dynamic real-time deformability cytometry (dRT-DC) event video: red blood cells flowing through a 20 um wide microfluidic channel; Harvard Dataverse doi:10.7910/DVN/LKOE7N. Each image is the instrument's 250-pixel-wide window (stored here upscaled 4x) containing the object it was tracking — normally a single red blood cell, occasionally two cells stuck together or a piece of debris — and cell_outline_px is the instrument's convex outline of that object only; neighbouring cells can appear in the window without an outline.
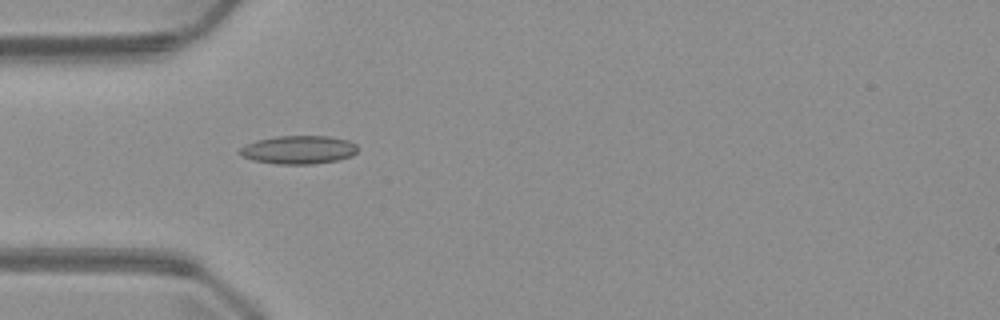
{"species": "common noctule bat (a hibernating species)", "species_latin": "Nyctalus noctula", "temperature_condition": "warm", "stored_images_in_passage": 4, "camera_frame_rate_fps": 3000, "um_per_image_px": 0.085, "animal": {"sex": "male", "body_mass_g": 23.1, "forearm_length_mm": 52.7}, "frame": {"image": 1, "passage_image": 4, "time_ms": 3.667, "image_size_px": [1000, 320], "cell_outline_px": [[356, 152], [352, 156], [336, 160], [312, 164], [276, 164], [252, 160], [240, 156], [236, 152], [244, 144], [256, 140], [276, 136], [328, 136], [348, 140], [356, 144]], "centroid_in_image_um": [25.31, 12.73], "position_along_channel_um": 59.7, "area_um2": 19.65}}